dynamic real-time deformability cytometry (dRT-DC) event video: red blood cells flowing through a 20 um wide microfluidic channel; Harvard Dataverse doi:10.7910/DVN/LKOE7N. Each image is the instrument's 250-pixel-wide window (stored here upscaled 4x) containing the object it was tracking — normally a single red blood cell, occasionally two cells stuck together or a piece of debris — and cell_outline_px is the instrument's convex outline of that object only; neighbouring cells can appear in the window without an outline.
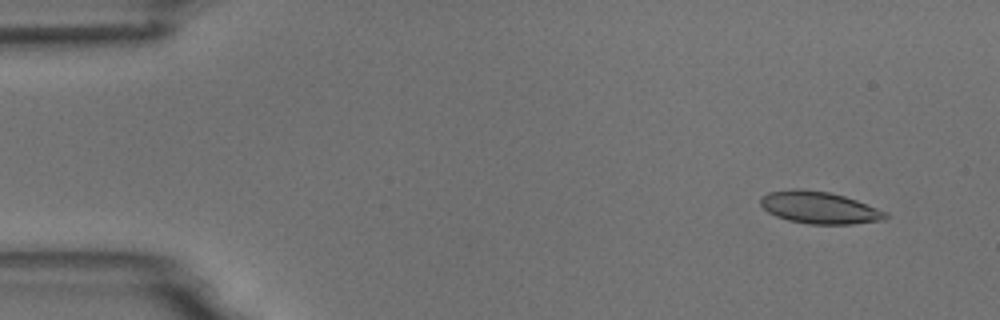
{"species": "common noctule bat (a hibernating species)", "species_latin": "Nyctalus noctula", "temperature_condition": "room temperature", "stored_images_in_passage": 4, "camera_frame_rate_fps": 3000, "um_per_image_px": 0.085, "animal": {"sex": "male", "body_mass_g": 18.8}, "frame": {"image": 1, "passage_image": 1, "time_ms": 0.0, "image_size_px": [1000, 320], "cell_outline_px": [[888, 220], [852, 224], [808, 224], [788, 220], [776, 216], [768, 212], [760, 204], [760, 196], [768, 192], [792, 188], [800, 188], [828, 192], [844, 196], [856, 200], [888, 212]], "centroid_in_image_um": [69.65, 17.64], "position_along_channel_um": 15.4, "area_um2": 23.64}}
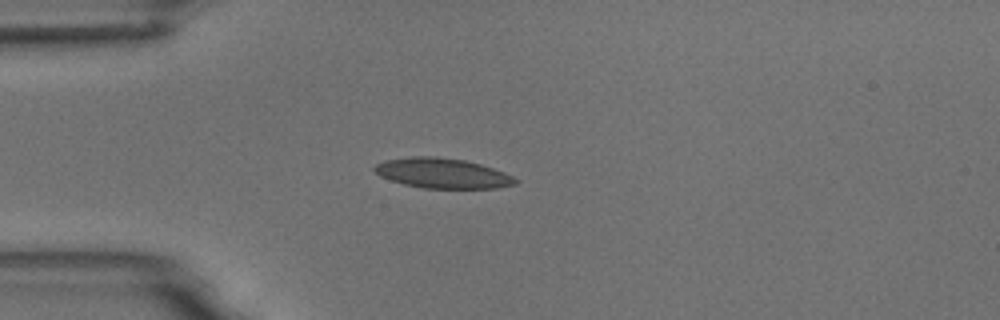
{"frame": {"image": 2, "passage_image": 4, "time_ms": 3.333, "image_size_px": [1000, 320], "cell_outline_px": [[520, 180], [516, 184], [496, 188], [424, 188], [404, 184], [380, 176], [372, 168], [376, 164], [384, 160], [412, 156], [436, 156], [464, 160], [480, 164], [504, 172]], "centroid_in_image_um": [37.61, 14.72], "position_along_channel_um": 47.4, "area_um2": 24.62}}